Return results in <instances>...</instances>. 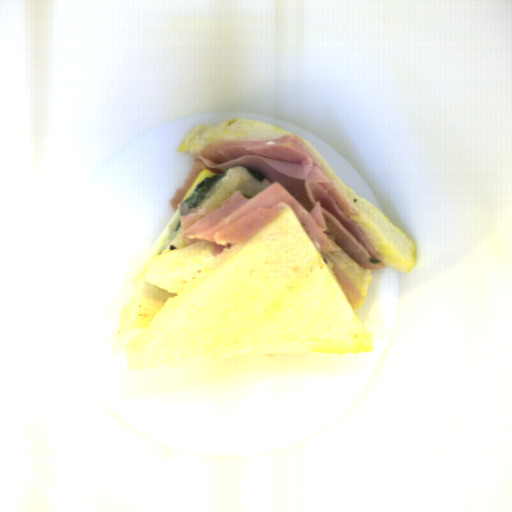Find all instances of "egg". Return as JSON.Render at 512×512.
Listing matches in <instances>:
<instances>
[{
  "label": "egg",
  "mask_w": 512,
  "mask_h": 512,
  "mask_svg": "<svg viewBox=\"0 0 512 512\" xmlns=\"http://www.w3.org/2000/svg\"><path fill=\"white\" fill-rule=\"evenodd\" d=\"M216 173H213L211 172L210 170H208L207 168L205 170H203L199 176L195 179V181L190 185V187L187 189L185 195L183 196L182 198V203H184L186 201V199L189 197V195L192 193L193 189L202 181L204 180L205 178L209 177V176H212Z\"/></svg>",
  "instance_id": "1"
}]
</instances>
